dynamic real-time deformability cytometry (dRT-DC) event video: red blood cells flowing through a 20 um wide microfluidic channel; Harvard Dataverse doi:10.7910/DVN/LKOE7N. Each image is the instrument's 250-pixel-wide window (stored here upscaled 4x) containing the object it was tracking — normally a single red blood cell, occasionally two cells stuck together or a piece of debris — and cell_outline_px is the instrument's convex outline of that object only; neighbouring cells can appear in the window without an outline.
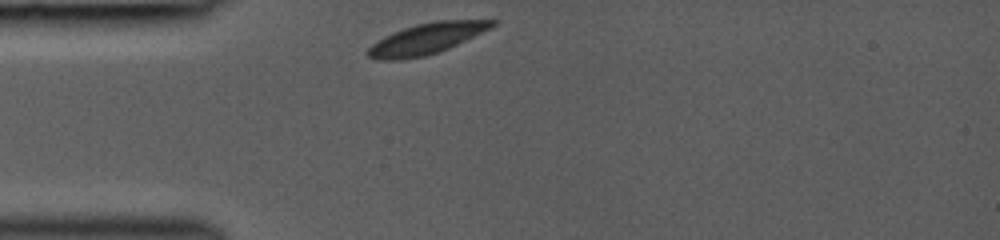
{"species": "common noctule bat (a hibernating species)", "species_latin": "Nyctalus noctula", "temperature_condition": "room temperature", "stored_images_in_passage": 14, "camera_frame_rate_fps": 3000, "um_per_image_px": 0.085, "animal": {"sex": "female", "body_mass_g": 19.0, "forearm_length_mm": 53.3}, "frame": {"image": 1, "passage_image": 1, "time_ms": 0.0, "image_size_px": [1000, 240], "cell_outline_px": [[496, 24], [448, 48], [424, 56], [400, 60], [376, 60], [368, 56], [364, 52], [372, 44], [384, 36], [392, 32], [416, 24], [436, 20], [496, 20]], "centroid_in_image_um": [36.15, 3.29], "position_along_channel_um": 48.9, "area_um2": 21.96}}
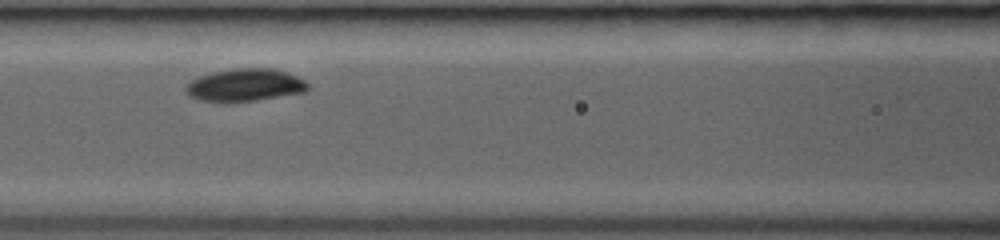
{"frame": {"image": 2, "passage_image": 6, "time_ms": 2.667, "image_size_px": [1000, 240], "cell_outline_px": [[308, 88], [304, 92], [256, 100], [228, 104], [220, 104], [200, 100], [188, 96], [184, 88], [192, 80], [200, 76], [212, 72], [232, 68], [272, 68], [296, 76], [304, 80], [308, 84]], "centroid_in_image_um": [20.75, 7.26], "position_along_channel_um": 145.8, "area_um2": 23.52}}
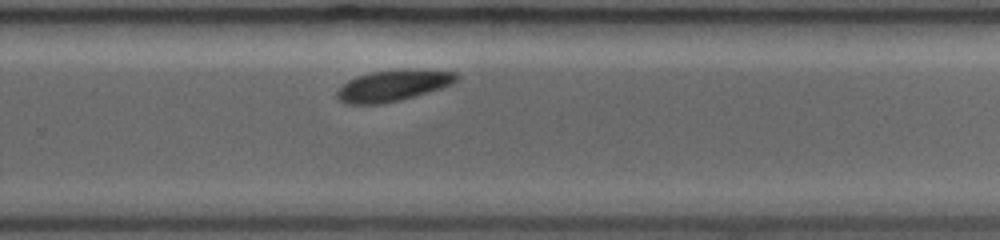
{"frame": {"image": 3, "passage_image": 14, "time_ms": 6.333, "image_size_px": [1000, 240], "cell_outline_px": [[460, 80], [452, 84], [428, 92], [400, 100], [384, 104], [344, 104], [336, 100], [336, 92], [348, 80], [356, 76], [372, 72], [400, 68], [416, 68], [456, 72], [460, 76]], "centroid_in_image_um": [33.43, 7.26], "position_along_channel_um": 296.4, "area_um2": 22.25}}